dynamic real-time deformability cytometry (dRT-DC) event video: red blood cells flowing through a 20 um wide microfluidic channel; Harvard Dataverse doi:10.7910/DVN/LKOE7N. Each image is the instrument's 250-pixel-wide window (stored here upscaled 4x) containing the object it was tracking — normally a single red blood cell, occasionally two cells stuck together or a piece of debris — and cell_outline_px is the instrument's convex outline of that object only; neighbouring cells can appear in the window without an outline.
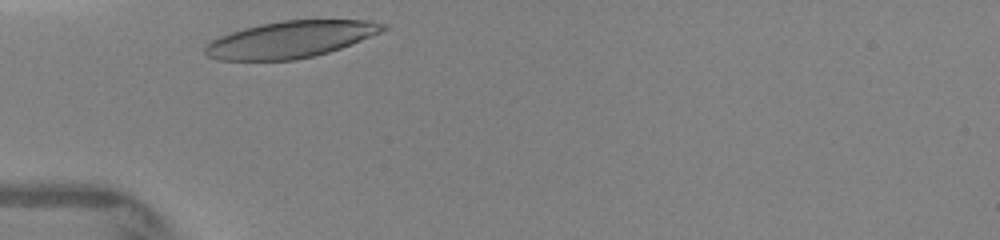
{"species": "human", "species_latin": "Homo sapiens", "temperature_condition": "warm", "stored_images_in_passage": 22, "camera_frame_rate_fps": 3000, "um_per_image_px": 0.085, "donor": {"sex": "female"}, "frame": {"image": 1, "passage_image": 1, "time_ms": 0.0, "image_size_px": [1000, 240], "cell_outline_px": [[388, 28], [380, 32], [340, 48], [328, 52], [312, 56], [292, 60], [216, 60], [208, 56], [204, 52], [204, 48], [212, 40], [220, 36], [244, 28], [260, 24], [284, 20], [364, 20], [388, 24]], "centroid_in_image_um": [24.68, 3.35], "position_along_channel_um": 60.3, "area_um2": 37.63}}
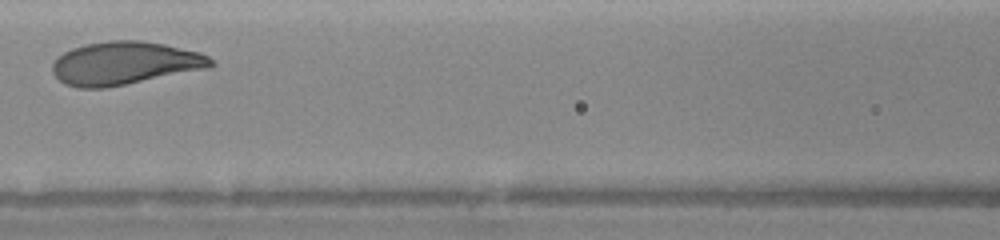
{"frame": {"image": 2, "passage_image": 7, "time_ms": 2.333, "image_size_px": [1000, 240], "cell_outline_px": [[216, 64], [200, 68], [124, 84], [104, 88], [76, 88], [64, 84], [52, 72], [52, 64], [64, 52], [72, 48], [84, 44], [108, 40], [140, 40], [164, 44], [200, 52], [208, 56]], "centroid_in_image_um": [10.51, 5.35], "position_along_channel_um": 156.1, "area_um2": 39.02}}
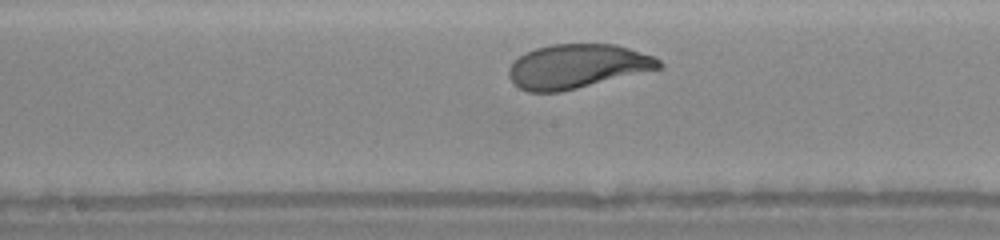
{"frame": {"image": 3, "passage_image": 10, "time_ms": 3.333, "image_size_px": [1000, 240], "cell_outline_px": [[664, 64], [660, 68], [560, 92], [528, 92], [520, 88], [508, 76], [508, 68], [524, 52], [536, 48], [552, 44], [616, 44], [656, 56]], "centroid_in_image_um": [49.07, 5.62], "position_along_channel_um": 199.1, "area_um2": 38.44}}